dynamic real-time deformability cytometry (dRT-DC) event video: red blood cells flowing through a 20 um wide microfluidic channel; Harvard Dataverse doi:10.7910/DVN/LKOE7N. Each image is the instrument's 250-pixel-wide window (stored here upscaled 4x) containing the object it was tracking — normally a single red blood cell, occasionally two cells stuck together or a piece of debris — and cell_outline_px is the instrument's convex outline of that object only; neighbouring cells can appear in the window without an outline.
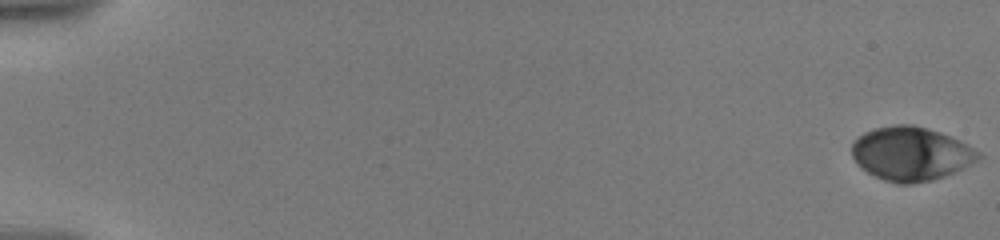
{"species": "human", "species_latin": "Homo sapiens", "temperature_condition": "warm", "stored_images_in_passage": 38, "camera_frame_rate_fps": 3000, "um_per_image_px": 0.085, "donor": {"sex": "male"}, "frame": {"image": 1, "passage_image": 1, "time_ms": 0.0, "image_size_px": [1000, 240], "cell_outline_px": [[984, 156], [964, 168], [944, 176], [932, 180], [908, 184], [896, 184], [884, 180], [868, 172], [852, 156], [852, 144], [864, 132], [876, 128], [896, 124], [912, 124], [928, 128], [940, 132], [960, 140], [980, 152]], "centroid_in_image_um": [77.48, 13.06], "position_along_channel_um": 7.5, "area_um2": 39.48}}
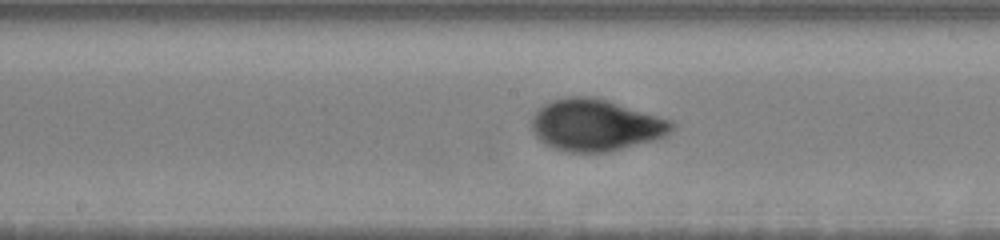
{"frame": {"image": 2, "passage_image": 23, "time_ms": 10.667, "image_size_px": [1000, 240], "cell_outline_px": [[676, 124], [668, 136], [656, 140], [608, 152], [568, 152], [544, 144], [536, 136], [532, 128], [532, 120], [536, 112], [544, 104], [552, 100], [564, 96], [596, 96], [672, 120]], "centroid_in_image_um": [50.68, 10.62], "position_along_channel_um": 197.5, "area_um2": 42.6}}
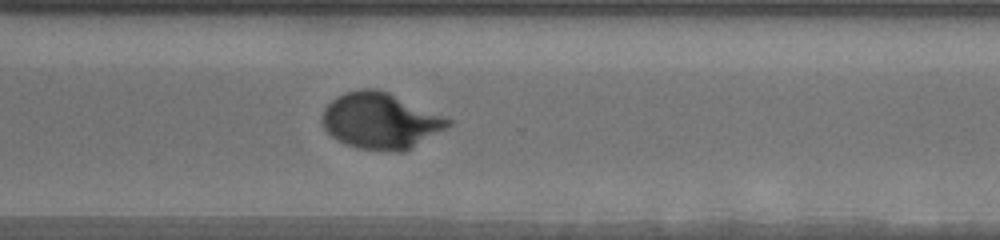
{"frame": {"image": 3, "passage_image": 33, "time_ms": 14.667, "image_size_px": [1000, 240], "cell_outline_px": [[452, 124], [404, 152], [392, 152], [356, 148], [332, 136], [324, 128], [324, 108], [336, 96], [344, 92], [360, 88], [376, 88], [388, 92], [452, 120]], "centroid_in_image_um": [32.33, 10.27], "position_along_channel_um": 338.3, "area_um2": 40.63}}